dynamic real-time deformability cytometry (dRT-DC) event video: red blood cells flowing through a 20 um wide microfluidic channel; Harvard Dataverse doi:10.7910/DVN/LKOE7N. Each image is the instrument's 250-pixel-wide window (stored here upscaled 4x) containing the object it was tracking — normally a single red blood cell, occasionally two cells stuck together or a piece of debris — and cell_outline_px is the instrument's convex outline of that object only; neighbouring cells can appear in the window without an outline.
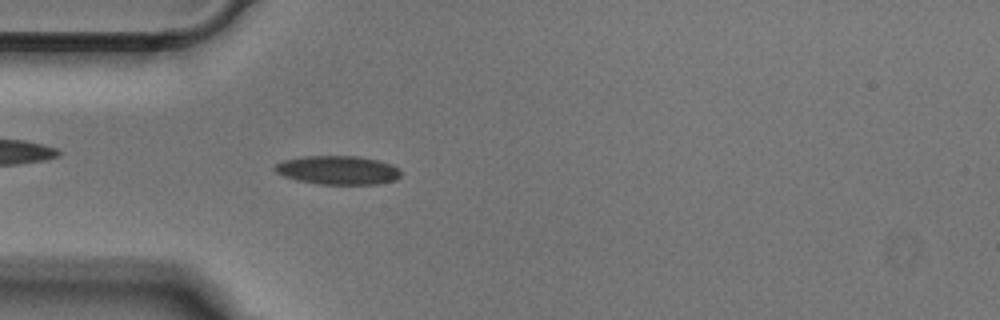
{"species": "Egyptian fruit bat (a non-hibernating species)", "species_latin": "Rousettus aegyptiacus", "temperature_condition": "cold", "stored_images_in_passage": 43, "camera_frame_rate_fps": 3000, "um_per_image_px": 0.085, "animal": {"sex": "male"}, "frame": {"image": 1, "passage_image": 6, "time_ms": 1.667, "image_size_px": [1000, 320], "cell_outline_px": [[400, 176], [396, 180], [380, 184], [320, 184], [296, 180], [284, 176], [276, 172], [276, 164], [284, 160], [304, 156], [360, 156], [380, 160], [392, 164], [400, 172]], "centroid_in_image_um": [28.75, 14.46], "position_along_channel_um": 56.2, "area_um2": 21.1}}
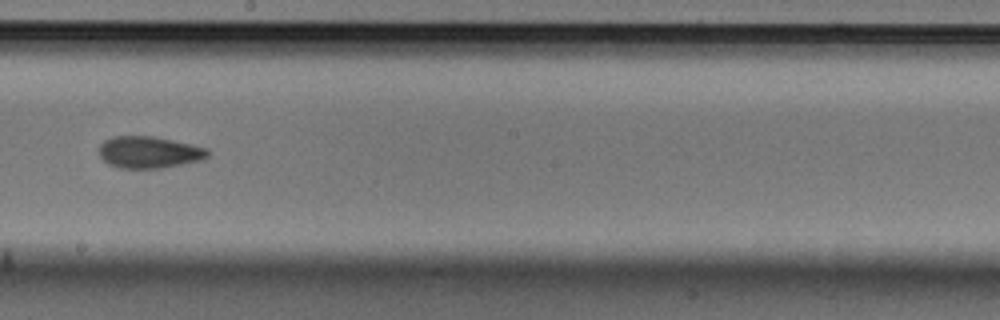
{"frame": {"image": 2, "passage_image": 20, "time_ms": 6.333, "image_size_px": [1000, 320], "cell_outline_px": [[208, 156], [200, 160], [160, 168], [120, 168], [108, 164], [100, 156], [100, 144], [104, 140], [112, 136], [152, 136], [192, 144], [208, 148]], "centroid_in_image_um": [12.65, 12.93], "position_along_channel_um": 235.6, "area_um2": 20.0}}
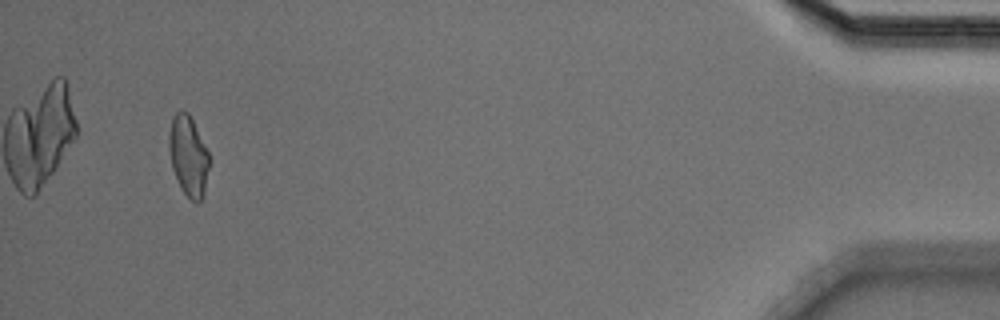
{"frame": {"image": 3, "passage_image": 40, "time_ms": 13.0, "image_size_px": [1000, 320], "cell_outline_px": [[208, 168], [204, 196], [196, 204], [180, 188], [172, 168], [168, 148], [168, 136], [172, 120], [176, 112], [180, 108], [188, 112], [208, 152]], "centroid_in_image_um": [15.98, 13.25], "position_along_channel_um": 419.2, "area_um2": 18.67}}